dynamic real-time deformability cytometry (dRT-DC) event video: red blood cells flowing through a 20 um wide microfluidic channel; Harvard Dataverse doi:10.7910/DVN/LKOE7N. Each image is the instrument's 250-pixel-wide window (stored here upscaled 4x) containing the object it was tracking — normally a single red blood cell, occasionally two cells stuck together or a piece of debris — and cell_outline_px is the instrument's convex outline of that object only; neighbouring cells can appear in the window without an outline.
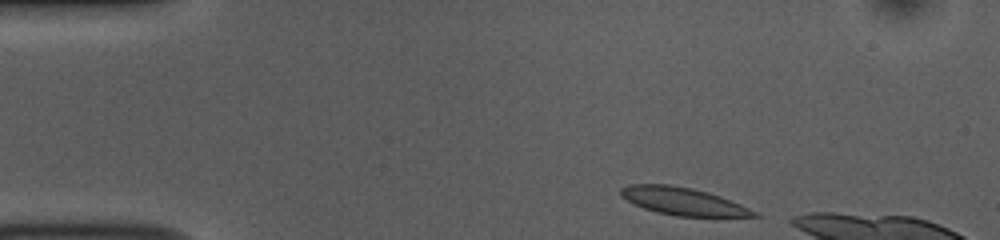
{"species": "common noctule bat (a hibernating species)", "species_latin": "Nyctalus noctula", "temperature_condition": "room temperature", "stored_images_in_passage": 7, "camera_frame_rate_fps": 3000, "um_per_image_px": 0.085, "animal": {"sex": "female", "body_mass_g": 10.0, "forearm_length_mm": 53.1}, "frame": {"image": 1, "passage_image": 1, "time_ms": 0.0, "image_size_px": [1000, 240], "cell_outline_px": [[760, 216], [676, 216], [656, 212], [632, 204], [620, 196], [620, 188], [628, 184], [668, 184], [692, 188], [708, 192], [720, 196], [760, 212]], "centroid_in_image_um": [58.02, 17.1], "position_along_channel_um": 27.0, "area_um2": 21.5}}